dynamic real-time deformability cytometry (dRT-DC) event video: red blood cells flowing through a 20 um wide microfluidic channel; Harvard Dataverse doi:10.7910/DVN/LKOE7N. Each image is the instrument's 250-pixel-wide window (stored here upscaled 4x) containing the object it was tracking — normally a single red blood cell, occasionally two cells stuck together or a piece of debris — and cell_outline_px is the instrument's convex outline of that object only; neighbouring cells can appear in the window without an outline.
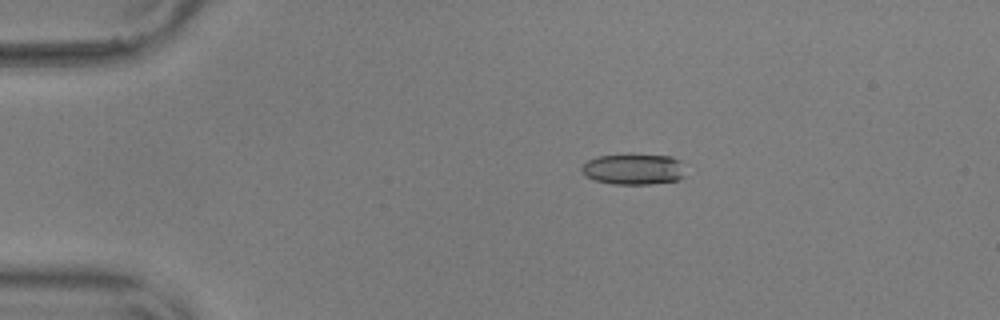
{"species": "common noctule bat (a hibernating species)", "species_latin": "Nyctalus noctula", "temperature_condition": "warm", "stored_images_in_passage": 56, "camera_frame_rate_fps": 3000, "um_per_image_px": 0.085, "animal": {"sex": "male", "body_mass_g": 17.9, "forearm_length_mm": 54.2}, "frame": {"image": 1, "passage_image": 11, "time_ms": 3.333, "image_size_px": [1000, 320], "cell_outline_px": [[684, 176], [680, 180], [652, 184], [612, 184], [596, 180], [584, 176], [580, 168], [588, 160], [596, 156], [672, 156], [680, 160]], "centroid_in_image_um": [53.84, 14.41], "position_along_channel_um": 31.2, "area_um2": 18.32}}
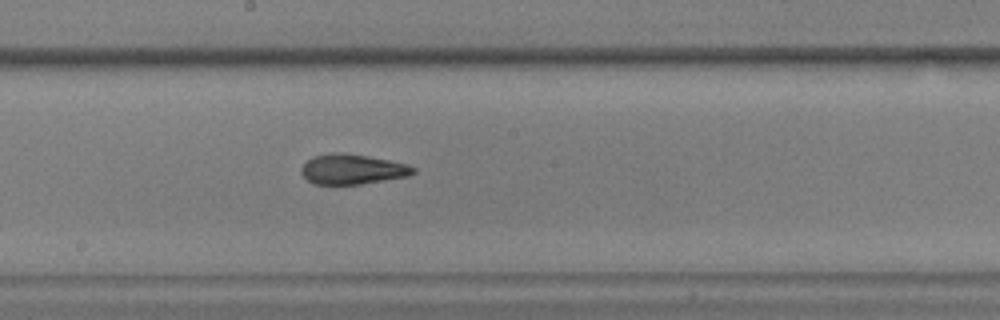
{"frame": {"image": 2, "passage_image": 31, "time_ms": 10.0, "image_size_px": [1000, 320], "cell_outline_px": [[416, 172], [408, 176], [360, 184], [312, 184], [300, 172], [300, 168], [312, 156], [332, 152], [340, 152], [368, 156], [408, 164], [416, 168]], "centroid_in_image_um": [29.94, 14.38], "position_along_channel_um": 218.3, "area_um2": 19.65}}
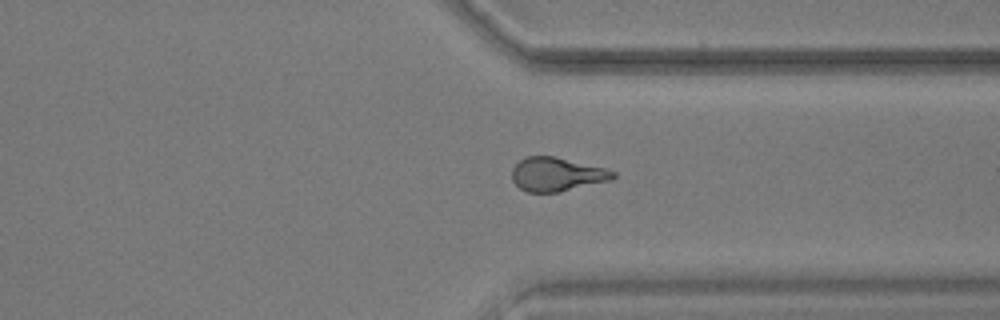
{"frame": {"image": 3, "passage_image": 43, "time_ms": 14.0, "image_size_px": [1000, 320], "cell_outline_px": [[616, 176], [612, 180], [556, 192], [528, 192], [520, 188], [512, 180], [512, 168], [524, 156], [556, 156], [604, 168], [616, 172]], "centroid_in_image_um": [47.32, 14.8], "position_along_channel_um": 364.1, "area_um2": 19.83}, "authors_computed_cell_mechanics": {"area_um2": 19.8254, "velocity_mm_per_s": 3.6555, "shape_relaxation_time_tau1_ms": 8.1279, "shape_relaxation_time_tau2_ms": 2.4996, "deformation_change_tau1": 0.1977, "deformation_change_tau2": 0.1077}}